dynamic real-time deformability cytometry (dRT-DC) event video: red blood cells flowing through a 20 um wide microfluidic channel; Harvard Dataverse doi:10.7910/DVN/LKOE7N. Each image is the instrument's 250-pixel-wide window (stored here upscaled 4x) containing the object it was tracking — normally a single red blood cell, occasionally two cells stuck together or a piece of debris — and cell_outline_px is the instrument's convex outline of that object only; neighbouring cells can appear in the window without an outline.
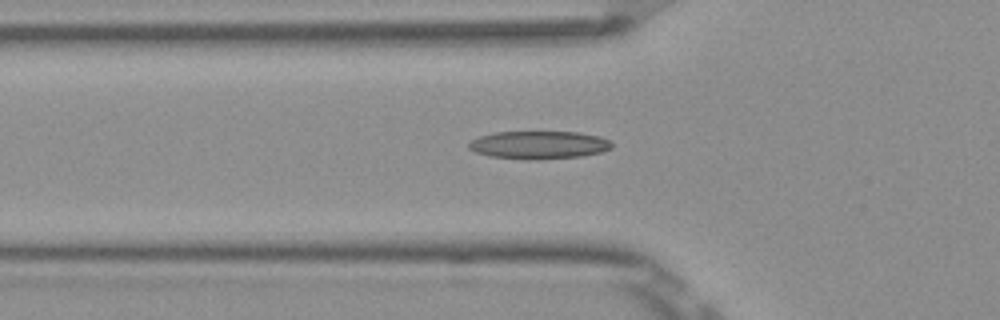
{"species": "Egyptian fruit bat (a non-hibernating species)", "species_latin": "Rousettus aegyptiacus", "temperature_condition": "room temperature", "stored_images_in_passage": 48, "camera_frame_rate_fps": 3000, "um_per_image_px": 0.085, "frame": {"image": 1, "passage_image": 18, "time_ms": 5.667, "image_size_px": [1000, 320], "cell_outline_px": [[612, 148], [600, 152], [580, 156], [532, 160], [524, 160], [488, 156], [476, 152], [468, 148], [468, 144], [472, 140], [480, 136], [496, 132], [580, 132], [600, 136], [608, 140], [612, 144]], "centroid_in_image_um": [45.79, 12.32], "position_along_channel_um": 80.0, "area_um2": 23.29}}
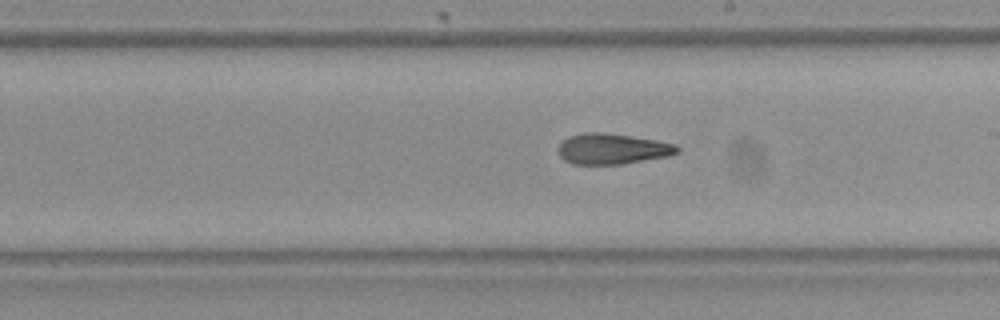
{"frame": {"image": 2, "passage_image": 30, "time_ms": 9.667, "image_size_px": [1000, 320], "cell_outline_px": [[680, 148], [676, 152], [668, 156], [620, 164], [572, 164], [564, 160], [560, 156], [560, 144], [568, 136], [584, 132], [604, 132], [632, 136], [656, 140], [676, 144]], "centroid_in_image_um": [52.04, 12.64], "position_along_channel_um": 237.0, "area_um2": 21.1}}
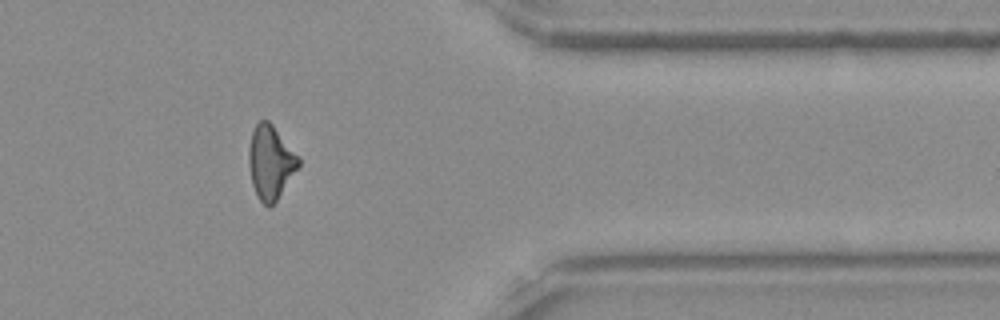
{"frame": {"image": 3, "passage_image": 43, "time_ms": 14.0, "image_size_px": [1000, 320], "cell_outline_px": [[300, 164], [276, 200], [268, 208], [256, 196], [252, 184], [248, 164], [248, 148], [252, 132], [256, 124], [260, 120], [268, 120], [272, 124], [300, 156]], "centroid_in_image_um": [22.98, 13.77], "position_along_channel_um": 388.4, "area_um2": 21.33}, "authors_computed_cell_mechanics": {"area_um2": 21.6172, "velocity_mm_per_s": 3.8906, "shape_relaxation_time_tau1_ms": null, "shape_relaxation_time_tau2_ms": 3.1251, "deformation_change_tau1": null, "deformation_change_tau2": 0.1181}}